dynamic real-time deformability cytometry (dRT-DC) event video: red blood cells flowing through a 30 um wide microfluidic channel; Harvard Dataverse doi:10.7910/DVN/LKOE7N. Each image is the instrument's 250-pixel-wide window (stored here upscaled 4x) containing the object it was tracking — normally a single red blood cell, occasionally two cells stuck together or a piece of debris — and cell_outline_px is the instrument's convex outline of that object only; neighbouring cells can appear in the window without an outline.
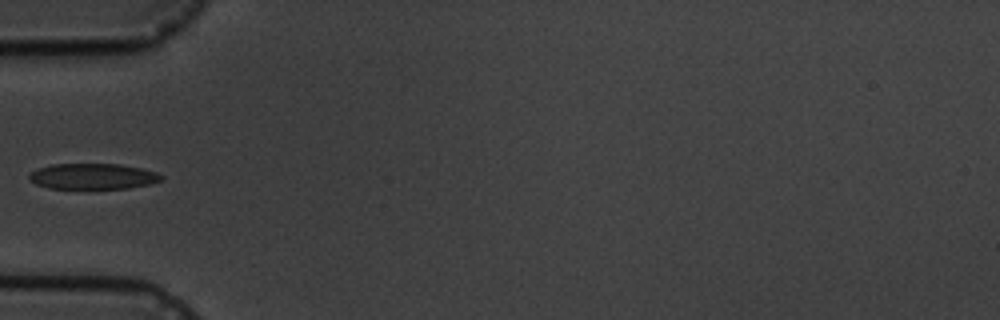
{"species": "common noctule bat (a hibernating species)", "species_latin": "Nyctalus noctula", "temperature_condition": "cold", "stored_images_in_passage": 11, "camera_frame_rate_fps": 3000, "um_per_image_px": 0.085, "animal": {"sex": "male", "body_mass_g": 19.5, "forearm_length_mm": 54.6}, "frame": {"image": 1, "passage_image": 5, "time_ms": 5.333, "image_size_px": [1000, 320], "cell_outline_px": [[164, 176], [160, 180], [148, 184], [128, 188], [48, 188], [36, 184], [28, 180], [28, 176], [36, 168], [52, 164], [120, 164], [140, 168], [156, 172]], "centroid_in_image_um": [7.85, 14.98], "position_along_channel_um": 77.2, "area_um2": 19.71}}
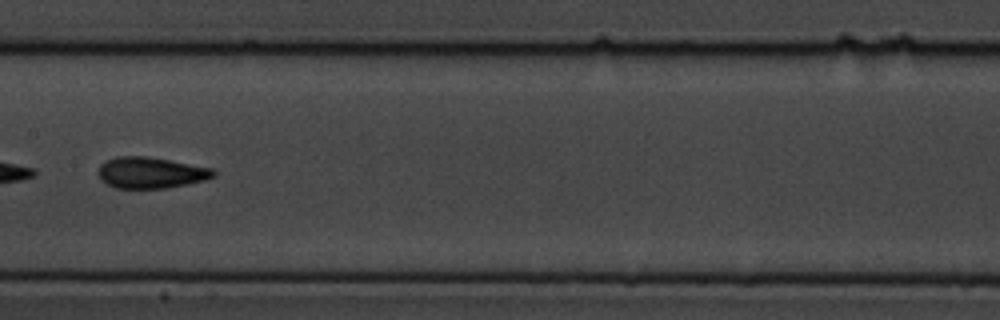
{"frame": {"image": 2, "passage_image": 8, "time_ms": 8.667, "image_size_px": [1000, 320], "cell_outline_px": [[216, 176], [204, 180], [188, 184], [168, 188], [116, 188], [108, 184], [96, 172], [100, 164], [104, 160], [116, 156], [148, 156], [212, 168], [216, 172]], "centroid_in_image_um": [12.81, 14.67], "position_along_channel_um": 194.6, "area_um2": 21.04}}
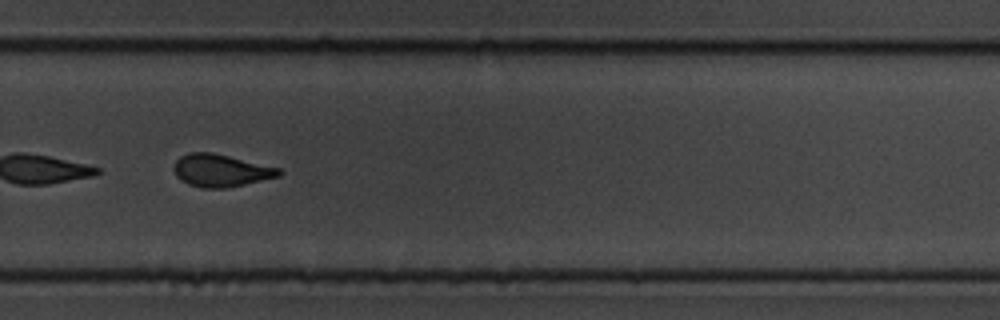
{"frame": {"image": 3, "passage_image": 11, "time_ms": 12.0, "image_size_px": [1000, 320], "cell_outline_px": [[284, 172], [280, 176], [244, 184], [224, 188], [204, 188], [188, 184], [176, 176], [172, 168], [176, 160], [180, 156], [188, 152], [212, 152], [280, 168]], "centroid_in_image_um": [18.75, 14.48], "position_along_channel_um": 311.0, "area_um2": 19.88}}